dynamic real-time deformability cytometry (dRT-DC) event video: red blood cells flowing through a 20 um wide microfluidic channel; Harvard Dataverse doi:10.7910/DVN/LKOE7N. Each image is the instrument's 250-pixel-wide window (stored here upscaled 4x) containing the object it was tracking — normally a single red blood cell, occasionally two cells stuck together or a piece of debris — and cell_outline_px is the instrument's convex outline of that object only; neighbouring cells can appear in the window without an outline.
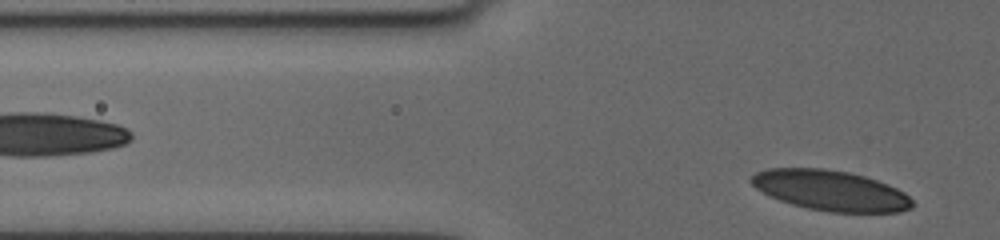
{"species": "human", "species_latin": "Homo sapiens", "temperature_condition": "cold", "stored_images_in_passage": 11, "segment_of_instrument_passage": [2, 2], "camera_frame_rate_fps": 3000, "um_per_image_px": 0.085, "donor": {"sex": "female"}, "frame": {"image": 1, "passage_image": 11, "time_ms": 8.667, "image_size_px": [1000, 240], "cell_outline_px": [[912, 208], [900, 212], [828, 212], [808, 208], [792, 204], [780, 200], [756, 188], [748, 180], [756, 172], [768, 168], [824, 168], [848, 172], [864, 176], [888, 184], [904, 192], [912, 200]], "centroid_in_image_um": [70.6, 16.18], "position_along_channel_um": 55.2, "area_um2": 37.69}}